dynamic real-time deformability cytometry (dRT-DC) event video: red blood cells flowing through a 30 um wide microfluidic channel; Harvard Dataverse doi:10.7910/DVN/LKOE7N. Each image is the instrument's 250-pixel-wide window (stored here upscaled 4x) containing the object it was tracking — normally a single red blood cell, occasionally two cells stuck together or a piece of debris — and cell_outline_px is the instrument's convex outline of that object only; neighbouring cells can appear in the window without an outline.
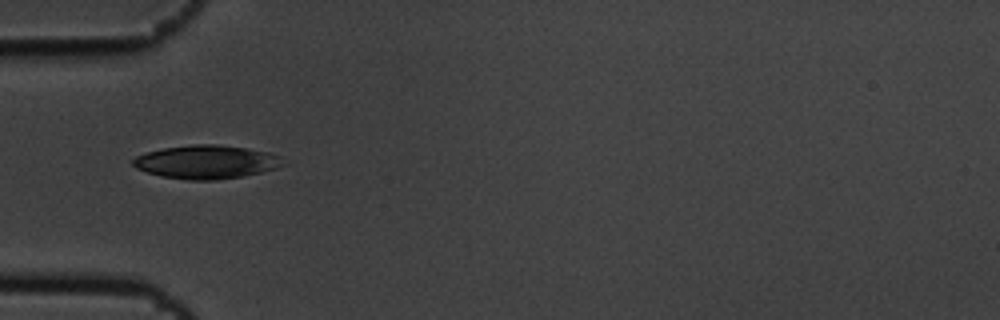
{"species": "common noctule bat (a hibernating species)", "species_latin": "Nyctalus noctula", "temperature_condition": "cold", "stored_images_in_passage": 3, "camera_frame_rate_fps": 3000, "um_per_image_px": 0.085, "animal": {"sex": "male", "body_mass_g": 19.5, "forearm_length_mm": 54.6}, "frame": {"image": 1, "passage_image": 1, "time_ms": 0.0, "image_size_px": [1000, 320], "cell_outline_px": [[288, 164], [276, 168], [244, 176], [216, 180], [188, 180], [160, 176], [136, 168], [132, 164], [132, 160], [136, 156], [148, 152], [164, 148], [192, 144], [216, 144], [248, 148], [268, 152], [280, 156]], "centroid_in_image_um": [17.57, 13.76], "position_along_channel_um": 67.4, "area_um2": 29.42}}
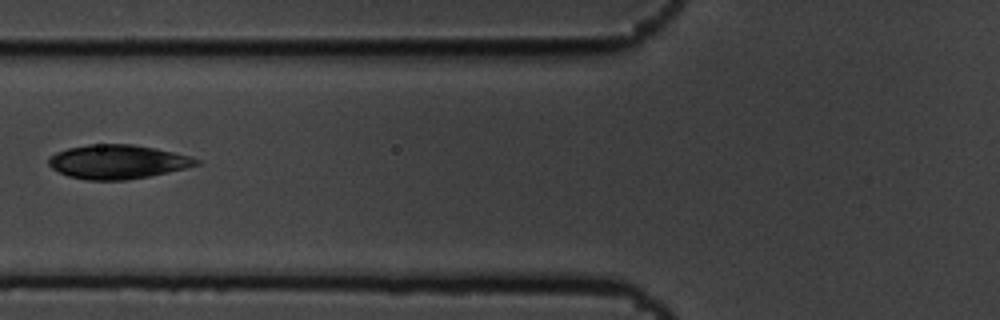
{"frame": {"image": 2, "passage_image": 2, "time_ms": 0.333, "image_size_px": [1000, 320], "cell_outline_px": [[200, 164], [168, 172], [128, 180], [84, 180], [68, 176], [52, 168], [48, 164], [48, 156], [56, 152], [68, 148], [88, 144], [132, 144], [156, 148], [192, 156], [200, 160]], "centroid_in_image_um": [9.98, 13.75], "position_along_channel_um": 115.8, "area_um2": 29.42}}
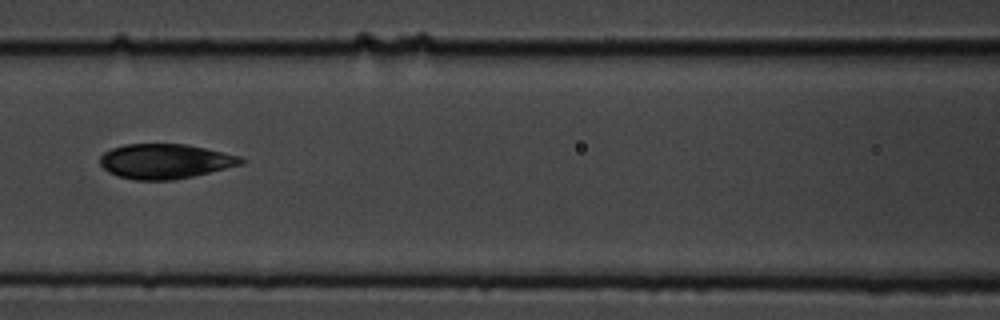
{"frame": {"image": 3, "passage_image": 3, "time_ms": 0.667, "image_size_px": [1000, 320], "cell_outline_px": [[244, 164], [192, 176], [172, 180], [136, 180], [120, 176], [108, 172], [100, 164], [100, 156], [104, 152], [112, 148], [124, 144], [188, 144], [240, 156], [244, 160]], "centroid_in_image_um": [14.03, 13.7], "position_along_channel_um": 152.6, "area_um2": 28.5}}